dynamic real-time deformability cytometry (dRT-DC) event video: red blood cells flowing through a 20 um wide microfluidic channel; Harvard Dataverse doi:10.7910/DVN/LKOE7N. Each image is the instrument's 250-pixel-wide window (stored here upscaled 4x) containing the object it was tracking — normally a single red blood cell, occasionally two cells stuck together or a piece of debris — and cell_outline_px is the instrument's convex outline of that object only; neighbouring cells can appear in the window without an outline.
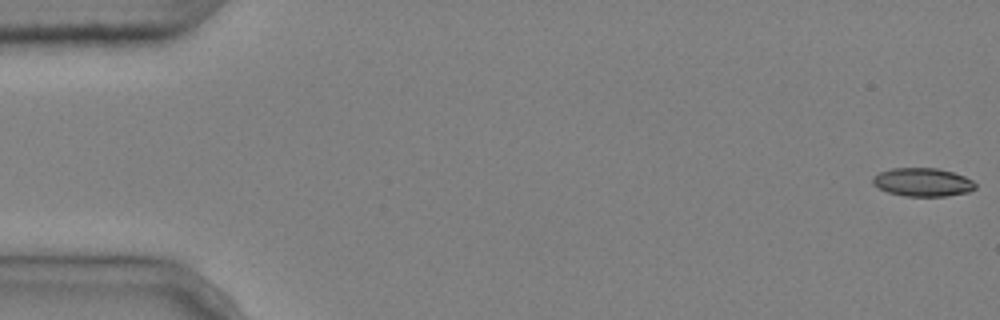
{"species": "common noctule bat (a hibernating species)", "species_latin": "Nyctalus noctula", "temperature_condition": "cold", "stored_images_in_passage": 6, "camera_frame_rate_fps": 3000, "um_per_image_px": 0.085, "animal": {"sex": "male", "body_mass_g": 20.4}, "frame": {"image": 1, "passage_image": 1, "time_ms": 0.0, "image_size_px": [1000, 320], "cell_outline_px": [[976, 188], [968, 192], [948, 196], [904, 196], [888, 192], [872, 184], [872, 176], [880, 172], [892, 168], [936, 168], [952, 172], [964, 176], [972, 180], [976, 184]], "centroid_in_image_um": [78.42, 15.49], "position_along_channel_um": 6.6, "area_um2": 16.99}}
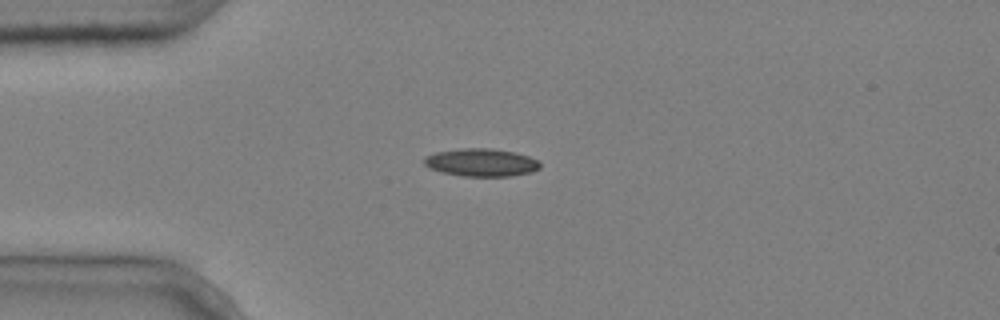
{"frame": {"image": 2, "passage_image": 4, "time_ms": 1.0, "image_size_px": [1000, 320], "cell_outline_px": [[540, 168], [532, 172], [512, 176], [464, 176], [440, 172], [428, 168], [424, 164], [424, 156], [436, 152], [460, 148], [492, 148], [516, 152], [540, 160]], "centroid_in_image_um": [40.91, 13.8], "position_along_channel_um": 44.1, "area_um2": 19.07}}
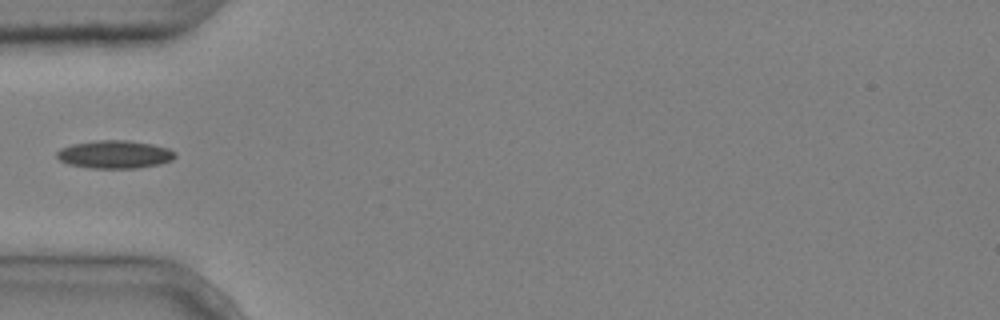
{"frame": {"image": 3, "passage_image": 5, "time_ms": 1.333, "image_size_px": [1000, 320], "cell_outline_px": [[176, 156], [172, 160], [160, 164], [136, 168], [92, 168], [68, 164], [60, 160], [56, 156], [56, 152], [60, 148], [72, 144], [96, 140], [124, 140], [152, 144], [168, 148], [176, 152]], "centroid_in_image_um": [9.75, 13.12], "position_along_channel_um": 75.3, "area_um2": 19.31}}